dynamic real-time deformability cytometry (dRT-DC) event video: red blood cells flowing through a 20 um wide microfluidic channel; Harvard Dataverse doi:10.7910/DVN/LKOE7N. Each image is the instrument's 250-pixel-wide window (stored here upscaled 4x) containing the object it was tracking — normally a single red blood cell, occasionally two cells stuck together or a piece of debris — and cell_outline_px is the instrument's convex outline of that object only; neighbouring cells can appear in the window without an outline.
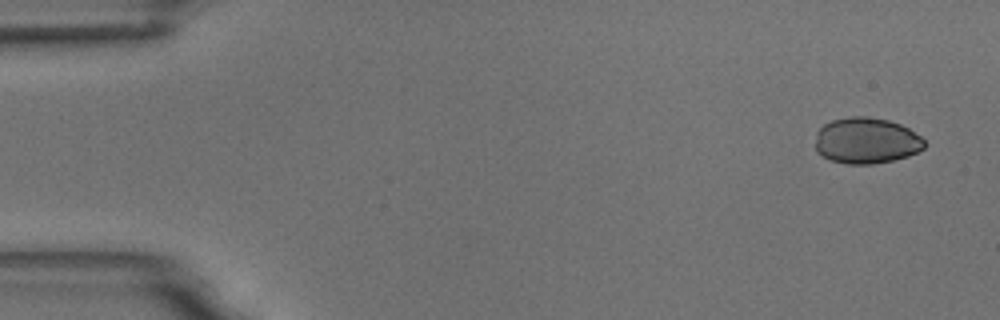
{"species": "common noctule bat (a hibernating species)", "species_latin": "Nyctalus noctula", "temperature_condition": "room temperature", "stored_images_in_passage": 4, "camera_frame_rate_fps": 3000, "um_per_image_px": 0.085, "animal": {"sex": "male", "body_mass_g": 18.8}, "frame": {"image": 1, "passage_image": 1, "time_ms": 0.0, "image_size_px": [1000, 320], "cell_outline_px": [[928, 144], [924, 148], [908, 156], [892, 160], [872, 164], [848, 164], [832, 160], [816, 152], [816, 132], [824, 124], [832, 120], [852, 116], [868, 116], [888, 120], [900, 124], [908, 128], [920, 136]], "centroid_in_image_um": [73.64, 11.95], "position_along_channel_um": 11.4, "area_um2": 29.3}}
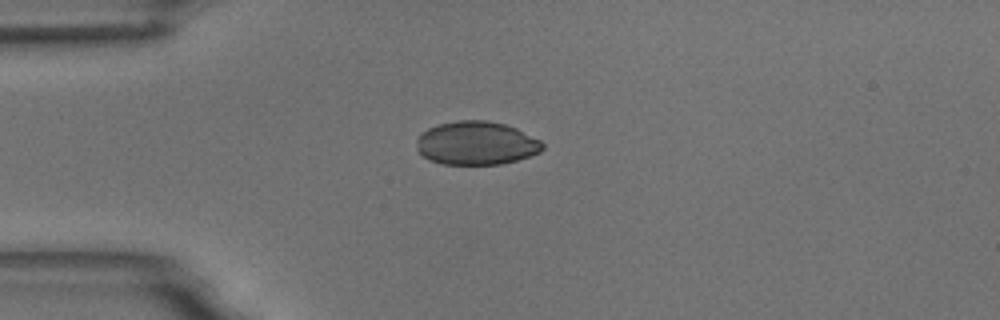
{"frame": {"image": 2, "passage_image": 4, "time_ms": 3.667, "image_size_px": [1000, 320], "cell_outline_px": [[544, 148], [540, 152], [516, 160], [500, 164], [440, 164], [428, 160], [416, 148], [416, 136], [420, 132], [428, 128], [440, 124], [456, 120], [488, 120], [504, 124], [516, 128], [540, 140], [544, 144]], "centroid_in_image_um": [40.45, 12.16], "position_along_channel_um": 44.6, "area_um2": 32.08}}